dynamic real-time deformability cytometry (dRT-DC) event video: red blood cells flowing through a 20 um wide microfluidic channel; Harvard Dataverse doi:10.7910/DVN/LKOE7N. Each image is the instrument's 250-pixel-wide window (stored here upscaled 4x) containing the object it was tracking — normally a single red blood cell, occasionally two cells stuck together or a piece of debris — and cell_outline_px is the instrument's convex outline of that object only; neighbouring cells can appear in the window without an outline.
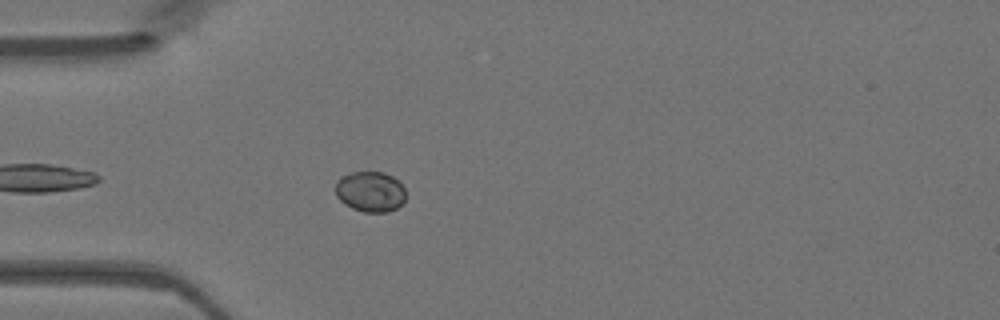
{"species": "Egyptian fruit bat (a non-hibernating species)", "species_latin": "Rousettus aegyptiacus", "temperature_condition": "warm", "stored_images_in_passage": 30, "camera_frame_rate_fps": 3000, "um_per_image_px": 0.085, "animal": {"sex": "female"}, "frame": {"image": 1, "passage_image": 5, "time_ms": 1.333, "image_size_px": [1000, 320], "cell_outline_px": [[404, 200], [396, 208], [388, 212], [364, 212], [352, 208], [344, 204], [336, 196], [336, 184], [340, 176], [352, 172], [384, 172], [392, 176], [404, 188]], "centroid_in_image_um": [31.44, 16.29], "position_along_channel_um": 53.6, "area_um2": 16.47}}
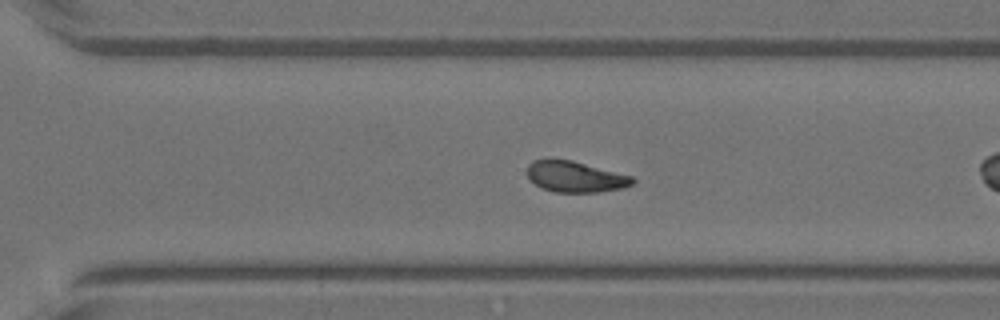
{"frame": {"image": 2, "passage_image": 22, "time_ms": 7.0, "image_size_px": [1000, 320], "cell_outline_px": [[636, 180], [632, 184], [624, 188], [596, 192], [556, 192], [544, 188], [528, 180], [528, 164], [532, 160], [572, 160], [632, 176]], "centroid_in_image_um": [48.91, 15.03], "position_along_channel_um": 321.7, "area_um2": 18.79}}